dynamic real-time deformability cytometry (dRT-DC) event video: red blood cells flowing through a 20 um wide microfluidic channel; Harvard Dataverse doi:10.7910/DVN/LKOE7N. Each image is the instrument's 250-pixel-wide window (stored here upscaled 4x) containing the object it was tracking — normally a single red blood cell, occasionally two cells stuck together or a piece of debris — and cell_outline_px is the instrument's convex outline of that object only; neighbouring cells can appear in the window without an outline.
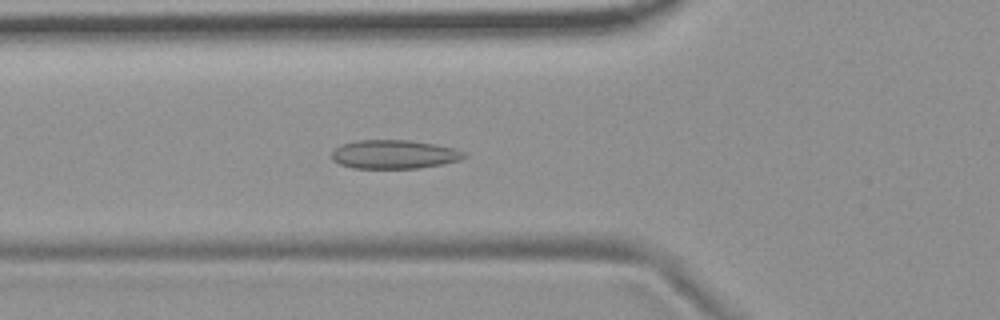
{"species": "common noctule bat (a hibernating species)", "species_latin": "Nyctalus noctula", "temperature_condition": "room temperature", "stored_images_in_passage": 55, "camera_frame_rate_fps": 3000, "um_per_image_px": 0.085, "animal": {"sex": "female", "body_mass_g": 19.9}, "frame": {"image": 1, "passage_image": 20, "time_ms": 6.333, "image_size_px": [1000, 320], "cell_outline_px": [[468, 156], [460, 160], [444, 164], [420, 168], [352, 168], [340, 164], [332, 160], [332, 152], [336, 148], [344, 144], [356, 140], [408, 140], [436, 144], [452, 148], [464, 152]], "centroid_in_image_um": [33.52, 13.12], "position_along_channel_um": 92.3, "area_um2": 22.2}}
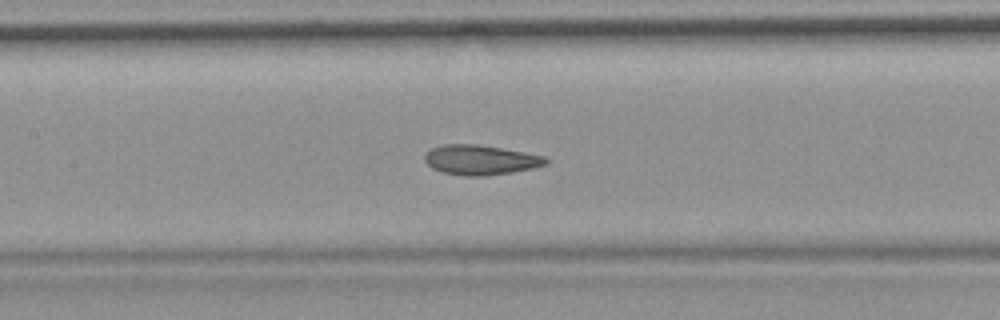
{"frame": {"image": 2, "passage_image": 26, "time_ms": 8.333, "image_size_px": [1000, 320], "cell_outline_px": [[548, 164], [532, 168], [512, 172], [484, 176], [464, 176], [440, 172], [432, 168], [424, 160], [424, 156], [432, 148], [444, 144], [476, 144], [524, 152], [544, 156], [548, 160]], "centroid_in_image_um": [40.82, 13.6], "position_along_channel_um": 166.6, "area_um2": 20.98}}
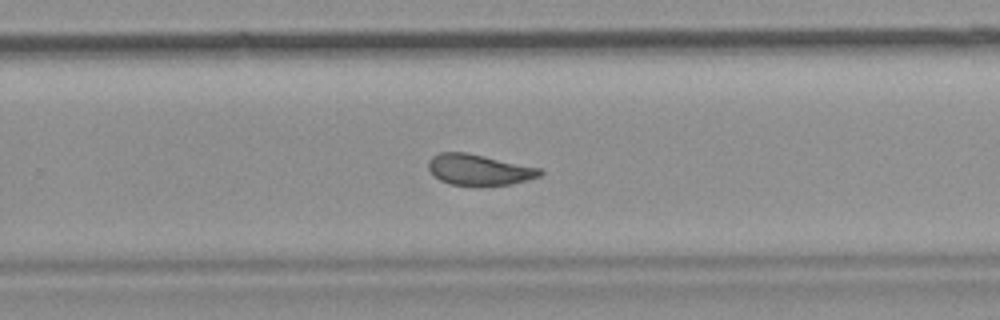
{"frame": {"image": 3, "passage_image": 36, "time_ms": 11.667, "image_size_px": [1000, 320], "cell_outline_px": [[544, 172], [540, 176], [512, 184], [480, 188], [476, 188], [448, 184], [432, 176], [428, 168], [428, 160], [432, 156], [440, 152], [468, 152], [540, 168]], "centroid_in_image_um": [40.68, 14.47], "position_along_channel_um": 289.1, "area_um2": 20.92}, "authors_computed_cell_mechanics": {"area_um2": 21.7906, "velocity_mm_per_s": 3.6955, "shape_relaxation_time_tau1_ms": null, "shape_relaxation_time_tau2_ms": 1.8236, "deformation_change_tau1": null, "deformation_change_tau2": 0.0726}}